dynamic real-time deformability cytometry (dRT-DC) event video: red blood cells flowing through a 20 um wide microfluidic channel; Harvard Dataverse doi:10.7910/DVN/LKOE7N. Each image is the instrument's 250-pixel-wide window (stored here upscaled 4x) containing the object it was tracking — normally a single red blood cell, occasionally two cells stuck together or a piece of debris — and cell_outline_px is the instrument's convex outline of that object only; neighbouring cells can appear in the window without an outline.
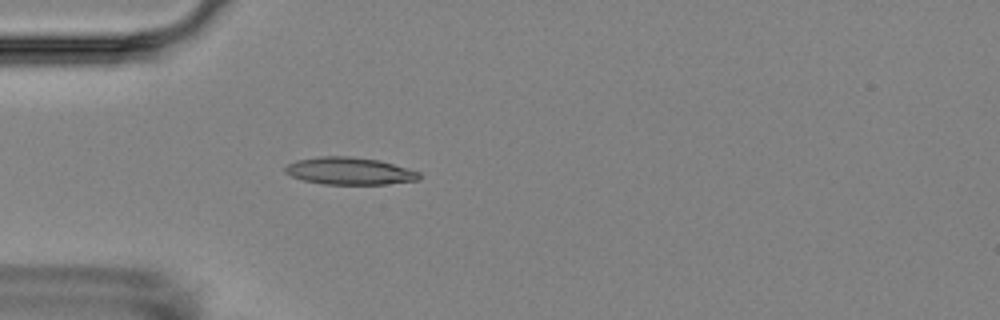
{"species": "Egyptian fruit bat (a non-hibernating species)", "species_latin": "Rousettus aegyptiacus", "temperature_condition": "room temperature", "stored_images_in_passage": 4, "camera_frame_rate_fps": 3000, "um_per_image_px": 0.085, "animal": {"sex": "female"}, "frame": {"image": 1, "passage_image": 4, "time_ms": 3.667, "image_size_px": [1000, 320], "cell_outline_px": [[420, 180], [388, 184], [324, 184], [304, 180], [292, 176], [284, 172], [284, 168], [288, 164], [296, 160], [320, 156], [352, 156], [380, 160], [408, 168], [420, 172]], "centroid_in_image_um": [29.73, 14.53], "position_along_channel_um": 55.3, "area_um2": 21.44}}